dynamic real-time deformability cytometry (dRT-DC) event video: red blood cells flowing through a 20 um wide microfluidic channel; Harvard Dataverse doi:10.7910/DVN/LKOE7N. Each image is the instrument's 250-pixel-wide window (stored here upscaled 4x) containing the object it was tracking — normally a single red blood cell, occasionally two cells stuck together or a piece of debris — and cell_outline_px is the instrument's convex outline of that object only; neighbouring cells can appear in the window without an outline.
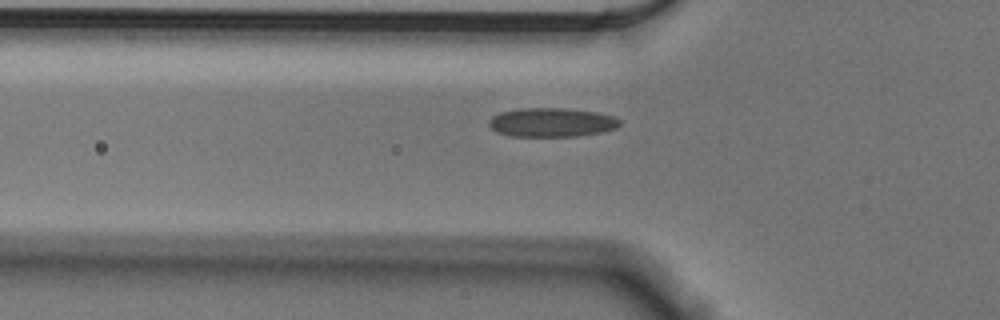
{"species": "Egyptian fruit bat (a non-hibernating species)", "species_latin": "Rousettus aegyptiacus", "temperature_condition": "cold", "stored_images_in_passage": 37, "camera_frame_rate_fps": 3000, "um_per_image_px": 0.085, "animal": {"sex": "male"}, "frame": {"image": 1, "passage_image": 3, "time_ms": 0.667, "image_size_px": [1000, 320], "cell_outline_px": [[620, 124], [616, 128], [604, 132], [576, 136], [512, 136], [496, 132], [488, 124], [488, 120], [492, 116], [500, 112], [520, 108], [564, 108], [596, 112], [612, 116], [620, 120]], "centroid_in_image_um": [46.87, 10.4], "position_along_channel_um": 78.9, "area_um2": 22.14}}
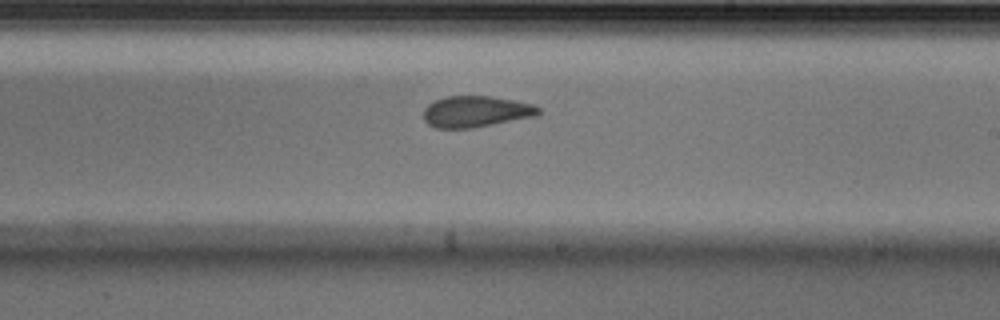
{"frame": {"image": 2, "passage_image": 17, "time_ms": 5.333, "image_size_px": [1000, 320], "cell_outline_px": [[540, 112], [536, 116], [472, 128], [436, 128], [428, 124], [424, 120], [424, 108], [428, 104], [436, 100], [448, 96], [492, 96], [532, 104], [540, 108]], "centroid_in_image_um": [40.44, 9.48], "position_along_channel_um": 248.6, "area_um2": 20.81}}
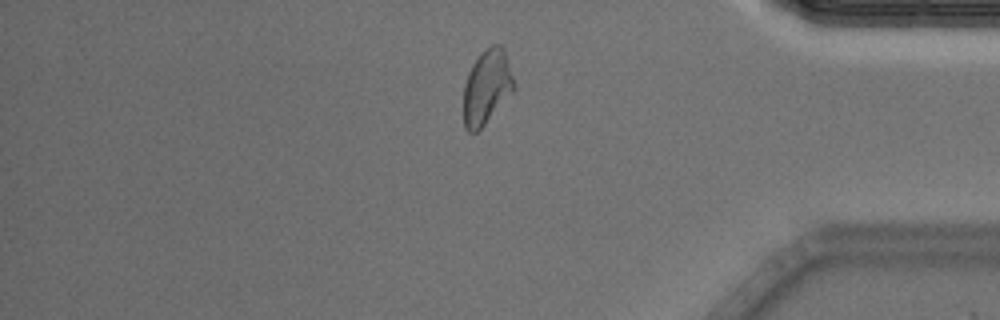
{"frame": {"image": 3, "passage_image": 31, "time_ms": 10.0, "image_size_px": [1000, 320], "cell_outline_px": [[516, 88], [484, 124], [476, 132], [468, 132], [464, 128], [464, 84], [468, 72], [472, 64], [480, 52], [484, 48], [492, 44], [500, 44], [504, 48], [516, 84]], "centroid_in_image_um": [41.38, 7.34], "position_along_channel_um": 393.8, "area_um2": 22.02}}